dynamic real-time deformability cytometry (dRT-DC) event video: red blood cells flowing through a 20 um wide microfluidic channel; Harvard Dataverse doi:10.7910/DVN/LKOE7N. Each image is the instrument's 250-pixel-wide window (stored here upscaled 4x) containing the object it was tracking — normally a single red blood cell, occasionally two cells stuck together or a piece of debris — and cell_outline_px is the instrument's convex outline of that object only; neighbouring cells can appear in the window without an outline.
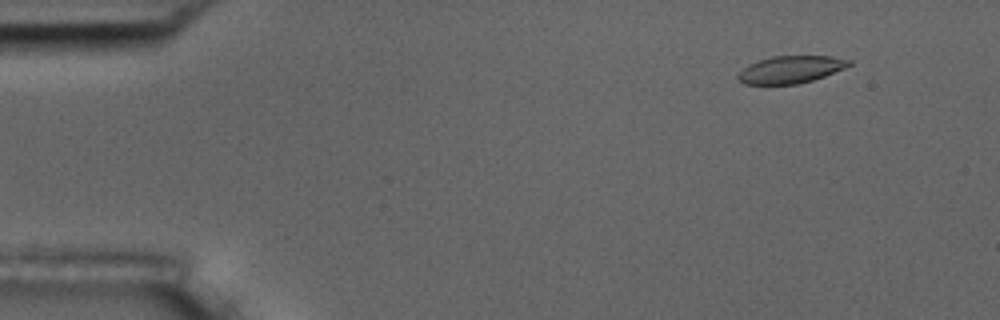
{"species": "common noctule bat (a hibernating species)", "species_latin": "Nyctalus noctula", "temperature_condition": "room temperature", "stored_images_in_passage": 6, "camera_frame_rate_fps": 3000, "um_per_image_px": 0.085, "animal": {"sex": "male", "body_mass_g": 17.5, "forearm_length_mm": 52.3}, "frame": {"image": 1, "passage_image": 2, "time_ms": 1.333, "image_size_px": [1000, 320], "cell_outline_px": [[852, 64], [844, 68], [824, 76], [812, 80], [796, 84], [744, 84], [736, 76], [748, 64], [772, 56], [832, 56], [852, 60]], "centroid_in_image_um": [67.22, 5.9], "position_along_channel_um": 17.8, "area_um2": 17.51}}
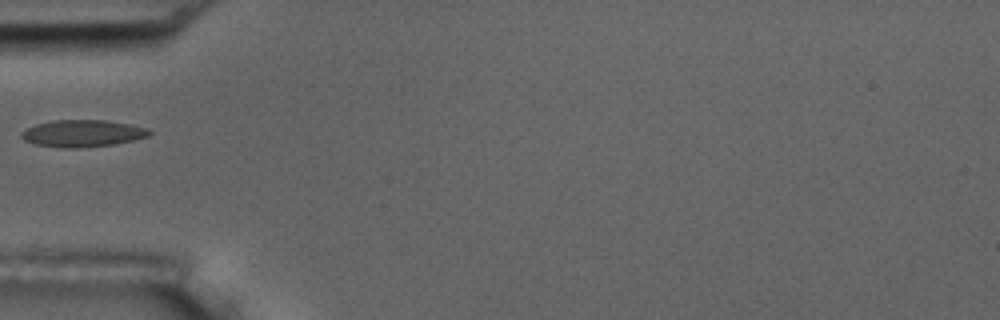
{"frame": {"image": 2, "passage_image": 5, "time_ms": 5.667, "image_size_px": [1000, 320], "cell_outline_px": [[152, 132], [148, 136], [132, 140], [112, 144], [72, 148], [60, 148], [36, 144], [24, 140], [20, 136], [20, 132], [24, 128], [36, 124], [52, 120], [104, 120], [128, 124], [148, 128]], "centroid_in_image_um": [6.95, 11.33], "position_along_channel_um": 78.0, "area_um2": 20.0}}